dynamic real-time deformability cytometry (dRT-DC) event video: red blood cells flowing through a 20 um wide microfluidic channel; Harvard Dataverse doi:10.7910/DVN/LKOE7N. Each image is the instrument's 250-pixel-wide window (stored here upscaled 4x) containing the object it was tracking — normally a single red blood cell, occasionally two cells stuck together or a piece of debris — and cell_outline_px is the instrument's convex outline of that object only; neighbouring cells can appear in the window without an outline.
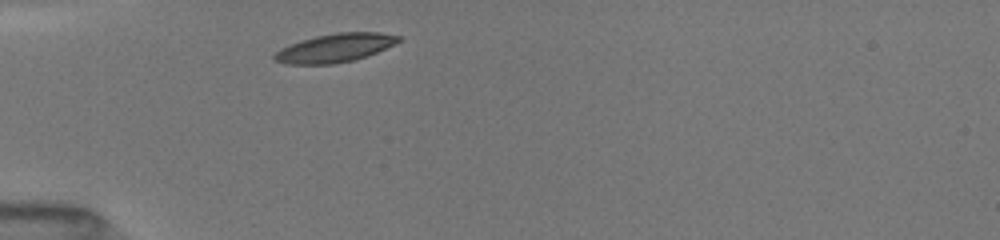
{"species": "common noctule bat (a hibernating species)", "species_latin": "Nyctalus noctula", "temperature_condition": "room temperature", "stored_images_in_passage": 4, "camera_frame_rate_fps": 3000, "um_per_image_px": 0.085, "animal": {"sex": "female", "body_mass_g": 19.5, "forearm_length_mm": 54.1}, "frame": {"image": 1, "passage_image": 1, "time_ms": 0.0, "image_size_px": [1000, 240], "cell_outline_px": [[400, 40], [396, 44], [368, 56], [352, 60], [332, 64], [284, 64], [272, 60], [272, 56], [280, 48], [300, 40], [316, 36], [336, 32], [380, 32], [400, 36]], "centroid_in_image_um": [28.45, 4.07], "position_along_channel_um": 56.5, "area_um2": 20.81}}
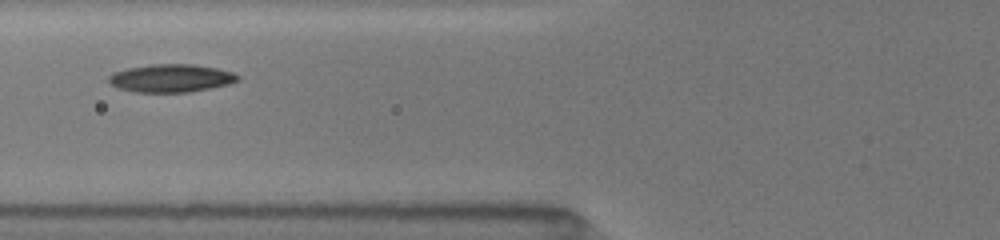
{"frame": {"image": 2, "passage_image": 3, "time_ms": 1.667, "image_size_px": [1000, 240], "cell_outline_px": [[240, 80], [228, 84], [188, 92], [136, 92], [116, 88], [108, 84], [108, 76], [116, 72], [128, 68], [152, 64], [192, 64], [216, 68], [232, 72], [240, 76]], "centroid_in_image_um": [14.51, 6.65], "position_along_channel_um": 111.3, "area_um2": 20.98}}